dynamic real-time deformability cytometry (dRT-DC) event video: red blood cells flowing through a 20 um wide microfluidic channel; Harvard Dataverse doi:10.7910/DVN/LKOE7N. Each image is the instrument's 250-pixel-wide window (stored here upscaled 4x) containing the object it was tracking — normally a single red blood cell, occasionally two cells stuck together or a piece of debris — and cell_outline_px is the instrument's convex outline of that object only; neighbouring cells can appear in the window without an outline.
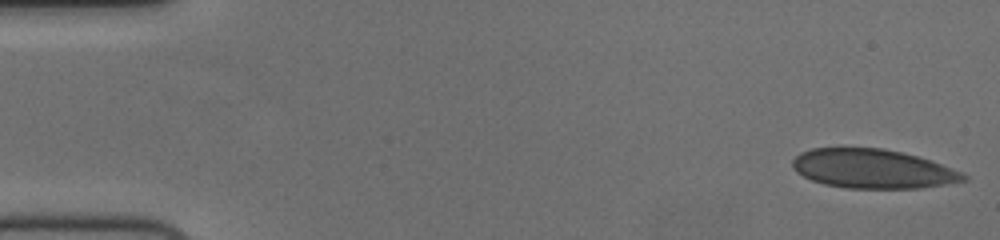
{"species": "human", "species_latin": "Homo sapiens", "temperature_condition": "cold", "stored_images_in_passage": 54, "camera_frame_rate_fps": 3000, "um_per_image_px": 0.085, "donor": {"sex": "female"}, "frame": {"image": 1, "passage_image": 1, "time_ms": 0.0, "image_size_px": [1000, 240], "cell_outline_px": [[968, 180], [920, 188], [848, 188], [824, 184], [812, 180], [796, 172], [792, 168], [792, 160], [800, 152], [812, 148], [884, 148], [916, 156], [940, 164], [960, 172], [968, 176]], "centroid_in_image_um": [74.13, 14.35], "position_along_channel_um": 10.9, "area_um2": 38.67}}
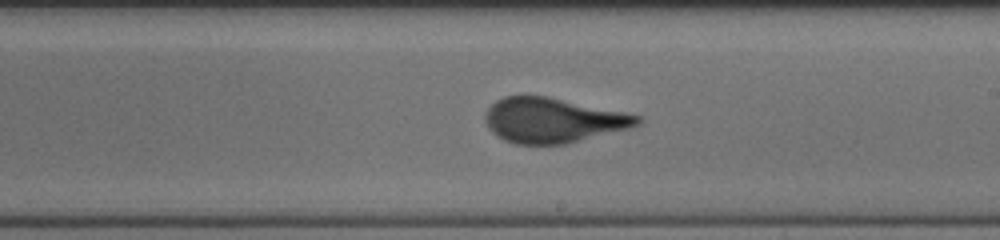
{"frame": {"image": 2, "passage_image": 31, "time_ms": 10.0, "image_size_px": [1000, 240], "cell_outline_px": [[644, 120], [640, 124], [628, 128], [564, 144], [516, 144], [504, 140], [496, 136], [488, 128], [484, 120], [484, 112], [496, 100], [504, 96], [548, 96], [624, 112], [640, 116]], "centroid_in_image_um": [46.95, 10.22], "position_along_channel_um": 242.0, "area_um2": 39.71}}
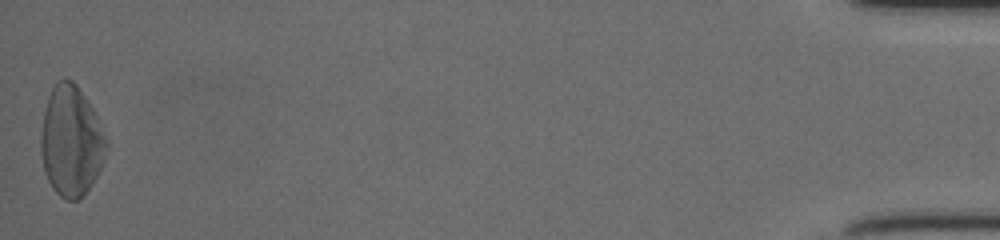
{"frame": {"image": 3, "passage_image": 54, "time_ms": 17.667, "image_size_px": [1000, 240], "cell_outline_px": [[108, 144], [104, 160], [92, 184], [84, 196], [76, 200], [68, 200], [60, 196], [52, 188], [44, 172], [40, 152], [40, 136], [44, 112], [48, 96], [56, 80], [64, 76], [72, 80], [76, 84], [92, 108], [108, 140]], "centroid_in_image_um": [6.03, 11.99], "position_along_channel_um": 429.2, "area_um2": 42.43}, "authors_computed_cell_mechanics": {"area_um2": 39.5641, "velocity_mm_per_s": 3.7159, "shape_relaxation_time_tau1_ms": 5.9928, "shape_relaxation_time_tau2_ms": null, "deformation_change_tau1": 0.1789, "deformation_change_tau2": null}}